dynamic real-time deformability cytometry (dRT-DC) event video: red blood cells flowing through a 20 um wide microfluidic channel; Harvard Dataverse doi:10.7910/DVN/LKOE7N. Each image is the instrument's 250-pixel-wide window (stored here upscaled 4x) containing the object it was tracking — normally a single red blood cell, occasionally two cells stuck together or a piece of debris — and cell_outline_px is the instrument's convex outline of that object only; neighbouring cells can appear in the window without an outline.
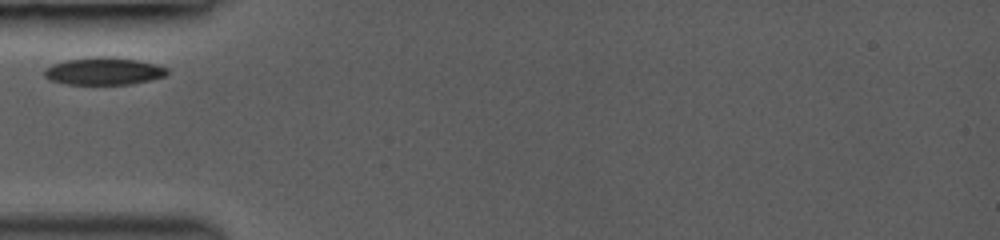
{"species": "common noctule bat (a hibernating species)", "species_latin": "Nyctalus noctula", "temperature_condition": "room temperature", "stored_images_in_passage": 1, "camera_frame_rate_fps": 3000, "um_per_image_px": 0.085, "animal": {"sex": "female", "body_mass_g": 19.0, "forearm_length_mm": 53.3}, "frame": {"image": 1, "passage_image": 1, "time_ms": 0.0, "image_size_px": [1000, 240], "cell_outline_px": [[168, 72], [164, 76], [132, 84], [64, 84], [48, 80], [44, 76], [44, 68], [52, 64], [64, 60], [96, 56], [112, 56], [136, 60], [156, 64], [168, 68]], "centroid_in_image_um": [8.76, 6.04], "position_along_channel_um": 76.2, "area_um2": 19.83}}